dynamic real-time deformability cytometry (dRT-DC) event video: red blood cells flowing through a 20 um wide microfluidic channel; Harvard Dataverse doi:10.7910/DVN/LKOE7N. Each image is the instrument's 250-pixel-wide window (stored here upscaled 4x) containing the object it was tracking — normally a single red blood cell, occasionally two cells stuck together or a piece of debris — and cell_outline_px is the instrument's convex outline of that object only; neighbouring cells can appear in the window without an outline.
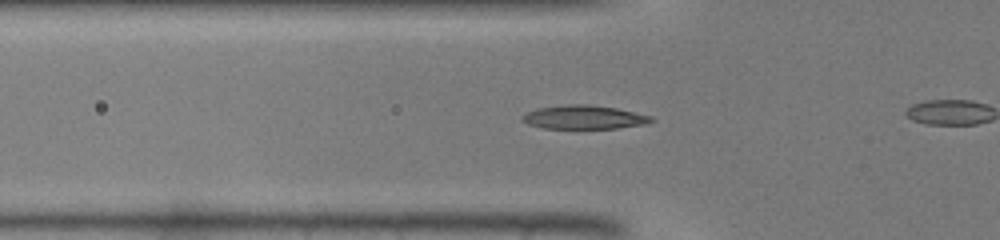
{"species": "common noctule bat (a hibernating species)", "species_latin": "Nyctalus noctula", "temperature_condition": "warm", "stored_images_in_passage": 28, "camera_frame_rate_fps": 3000, "um_per_image_px": 0.085, "animal": {"sex": "male", "body_mass_g": 19.0, "forearm_length_mm": 50.8}, "frame": {"image": 1, "passage_image": 7, "time_ms": 2.0, "image_size_px": [1000, 240], "cell_outline_px": [[656, 120], [644, 124], [616, 128], [544, 128], [528, 124], [520, 120], [520, 116], [536, 108], [568, 104], [588, 104], [616, 108], [652, 116]], "centroid_in_image_um": [49.61, 9.95], "position_along_channel_um": 76.2, "area_um2": 17.8}}
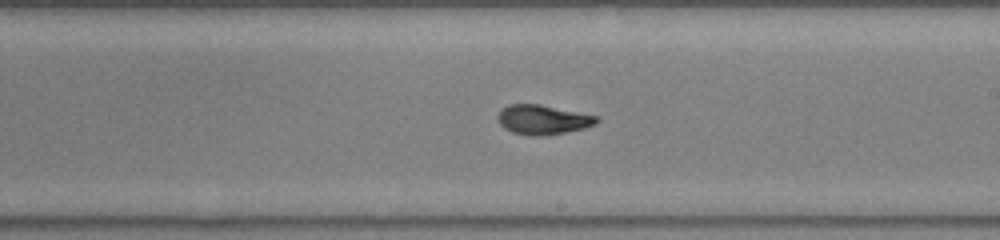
{"frame": {"image": 2, "passage_image": 18, "time_ms": 5.667, "image_size_px": [1000, 240], "cell_outline_px": [[600, 120], [596, 124], [584, 128], [564, 132], [540, 136], [532, 136], [512, 132], [504, 128], [500, 124], [496, 116], [508, 104], [540, 104], [600, 116]], "centroid_in_image_um": [46.17, 10.16], "position_along_channel_um": 242.8, "area_um2": 17.05}}
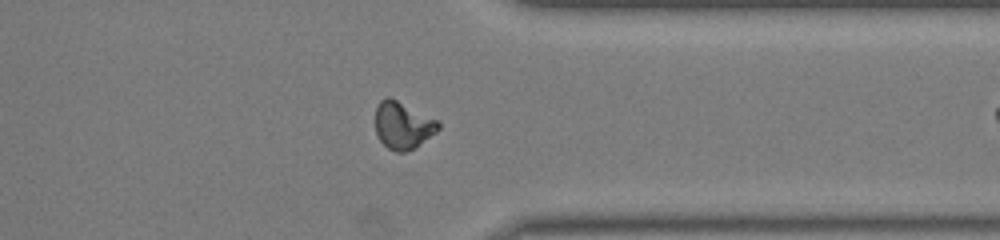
{"frame": {"image": 3, "passage_image": 27, "time_ms": 8.667, "image_size_px": [1000, 240], "cell_outline_px": [[440, 128], [436, 132], [416, 148], [404, 152], [396, 152], [388, 148], [376, 136], [376, 108], [380, 100], [388, 96], [436, 120], [440, 124]], "centroid_in_image_um": [34.22, 10.68], "position_along_channel_um": 377.2, "area_um2": 17.11}}